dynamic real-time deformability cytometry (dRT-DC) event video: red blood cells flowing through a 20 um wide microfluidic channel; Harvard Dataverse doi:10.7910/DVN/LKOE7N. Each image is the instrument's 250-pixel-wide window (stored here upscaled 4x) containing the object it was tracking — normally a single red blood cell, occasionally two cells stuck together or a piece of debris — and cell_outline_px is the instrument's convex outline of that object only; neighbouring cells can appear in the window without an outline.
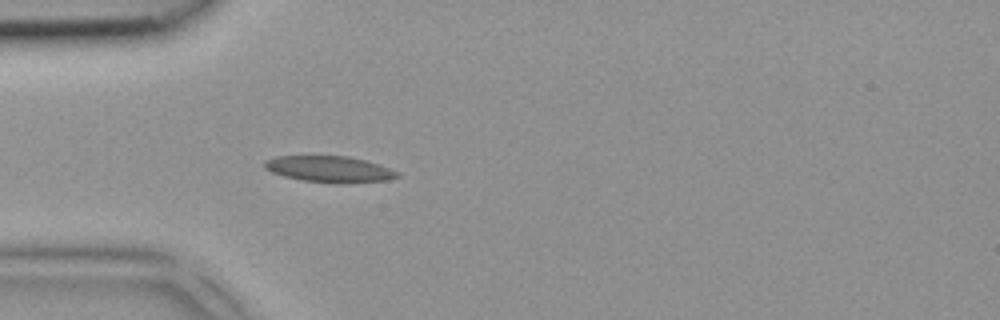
{"species": "common noctule bat (a hibernating species)", "species_latin": "Nyctalus noctula", "temperature_condition": "room temperature", "stored_images_in_passage": 3, "camera_frame_rate_fps": 3000, "um_per_image_px": 0.085, "animal": {"sex": "female", "body_mass_g": 18.4}, "frame": {"image": 1, "passage_image": 3, "time_ms": 0.667, "image_size_px": [1000, 320], "cell_outline_px": [[400, 176], [388, 180], [336, 184], [304, 180], [284, 176], [272, 172], [264, 168], [264, 160], [276, 156], [348, 156], [380, 164], [400, 172]], "centroid_in_image_um": [28.03, 14.38], "position_along_channel_um": 57.0, "area_um2": 20.4}}